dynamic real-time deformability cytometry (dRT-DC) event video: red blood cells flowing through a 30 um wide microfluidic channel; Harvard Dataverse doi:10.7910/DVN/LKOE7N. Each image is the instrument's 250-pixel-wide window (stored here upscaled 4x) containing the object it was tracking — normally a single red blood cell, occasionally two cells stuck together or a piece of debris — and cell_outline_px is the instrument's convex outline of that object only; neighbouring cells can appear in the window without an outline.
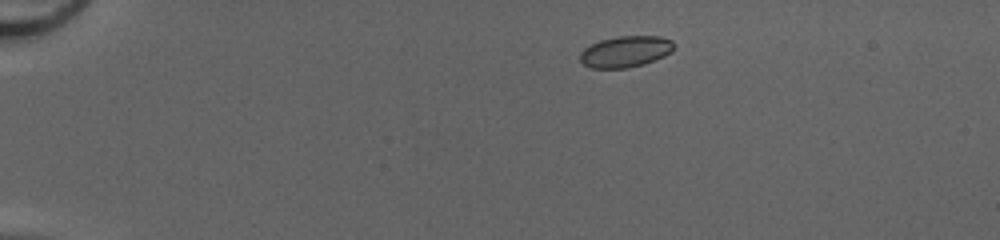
{"species": "common noctule bat (a hibernating species)", "species_latin": "Nyctalus noctula", "temperature_condition": "cold", "stored_images_in_passage": 41, "camera_frame_rate_fps": 3000, "um_per_image_px": 0.085, "animal": {"sex": "female", "body_mass_g": 20.0, "forearm_length_mm": 54.0}, "frame": {"image": 1, "passage_image": 1, "time_ms": 0.0, "image_size_px": [1000, 240], "cell_outline_px": [[672, 52], [664, 56], [644, 64], [628, 68], [592, 68], [584, 64], [580, 60], [580, 52], [584, 48], [600, 40], [616, 36], [660, 36], [672, 40]], "centroid_in_image_um": [53.15, 4.38], "position_along_channel_um": 31.8, "area_um2": 17.05}}
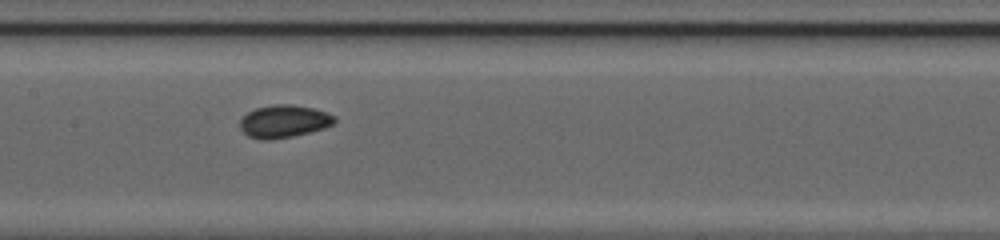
{"frame": {"image": 2, "passage_image": 18, "time_ms": 5.667, "image_size_px": [1000, 240], "cell_outline_px": [[336, 120], [332, 124], [324, 128], [292, 136], [268, 140], [264, 140], [248, 136], [240, 128], [240, 120], [248, 112], [256, 108], [276, 104], [292, 104], [312, 108], [328, 112], [336, 116]], "centroid_in_image_um": [24.14, 10.3], "position_along_channel_um": 183.3, "area_um2": 17.86}}
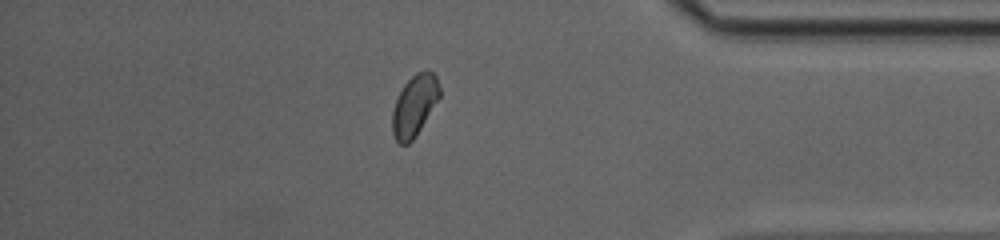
{"frame": {"image": 3, "passage_image": 35, "time_ms": 11.333, "image_size_px": [1000, 240], "cell_outline_px": [[440, 96], [416, 136], [408, 144], [400, 144], [396, 140], [392, 132], [392, 112], [396, 100], [404, 84], [416, 72], [428, 68], [436, 76], [440, 88]], "centroid_in_image_um": [35.23, 8.95], "position_along_channel_um": 400.0, "area_um2": 16.82}, "authors_computed_cell_mechanics": {"area_um2": 16.8776, "velocity_mm_per_s": 4.2043, "shape_relaxation_time_tau1_ms": null, "shape_relaxation_time_tau2_ms": 2.5221, "deformation_change_tau1": null, "deformation_change_tau2": 0.0493}}